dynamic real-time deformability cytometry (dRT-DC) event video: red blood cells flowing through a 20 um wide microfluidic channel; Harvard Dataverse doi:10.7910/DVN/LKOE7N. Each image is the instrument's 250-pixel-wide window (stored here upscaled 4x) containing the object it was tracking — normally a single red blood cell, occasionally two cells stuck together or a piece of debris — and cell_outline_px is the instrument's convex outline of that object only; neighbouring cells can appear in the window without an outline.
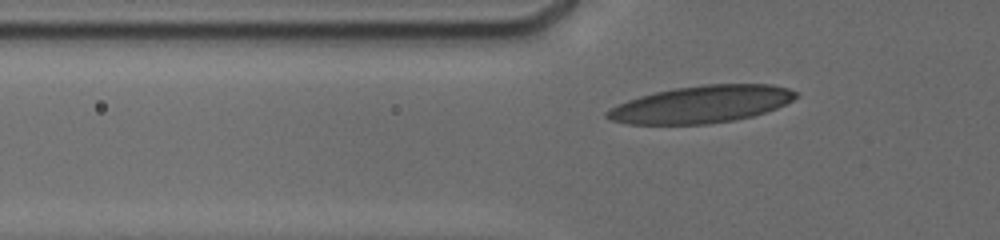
{"species": "human", "species_latin": "Homo sapiens", "temperature_condition": "cold", "stored_images_in_passage": 44, "camera_frame_rate_fps": 3000, "um_per_image_px": 0.085, "donor": {"sex": "male"}, "frame": {"image": 1, "passage_image": 10, "time_ms": 3.333, "image_size_px": [1000, 240], "cell_outline_px": [[796, 96], [792, 100], [776, 108], [752, 116], [732, 120], [708, 124], [628, 124], [612, 120], [604, 116], [604, 112], [628, 100], [640, 96], [656, 92], [676, 88], [708, 84], [772, 84], [788, 88], [796, 92]], "centroid_in_image_um": [59.61, 8.86], "position_along_channel_um": 66.2, "area_um2": 40.46}}
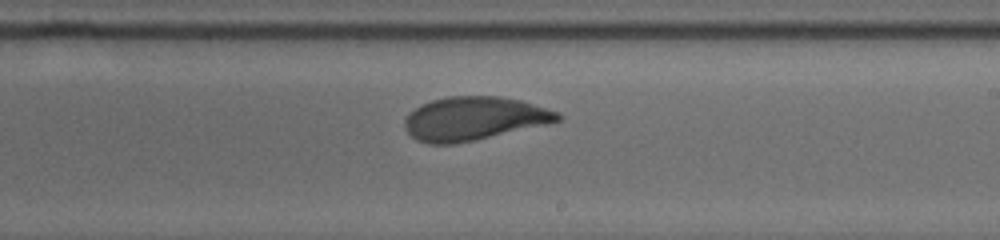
{"frame": {"image": 2, "passage_image": 24, "time_ms": 8.333, "image_size_px": [1000, 240], "cell_outline_px": [[564, 116], [560, 120], [548, 124], [476, 140], [452, 144], [428, 144], [416, 140], [404, 128], [404, 120], [408, 112], [420, 104], [432, 100], [448, 96], [500, 96], [520, 100], [560, 112]], "centroid_in_image_um": [40.28, 10.08], "position_along_channel_um": 248.7, "area_um2": 39.13}}
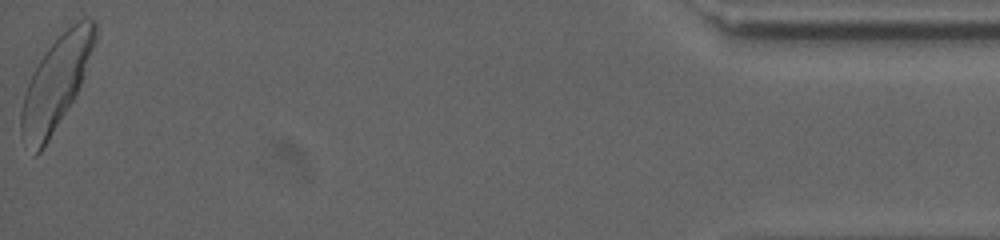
{"frame": {"image": 3, "passage_image": 44, "time_ms": 15.333, "image_size_px": [1000, 240], "cell_outline_px": [[96, 36], [76, 96], [48, 140], [40, 152], [36, 156], [32, 156], [20, 136], [20, 112], [24, 96], [32, 72], [48, 48], [72, 24], [80, 20], [92, 20], [96, 24]], "centroid_in_image_um": [4.7, 7.17], "position_along_channel_um": 430.5, "area_um2": 38.78}, "authors_computed_cell_mechanics": {"area_um2": 38.726, "velocity_mm_per_s": 3.7485, "shape_relaxation_time_tau1_ms": 3.2707, "shape_relaxation_time_tau2_ms": 0.8499, "deformation_change_tau1": 0.149, "deformation_change_tau2": 0.0645}}